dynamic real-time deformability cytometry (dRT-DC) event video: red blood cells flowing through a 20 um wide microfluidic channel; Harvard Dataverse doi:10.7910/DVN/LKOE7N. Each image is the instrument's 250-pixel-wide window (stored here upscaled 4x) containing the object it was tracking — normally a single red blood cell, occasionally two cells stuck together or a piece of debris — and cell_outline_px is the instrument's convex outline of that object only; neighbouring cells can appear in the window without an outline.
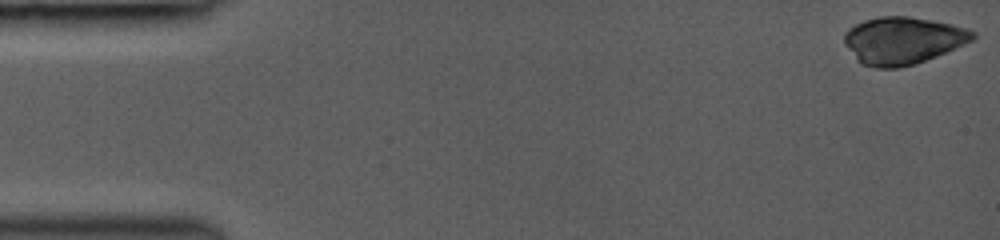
{"species": "common noctule bat (a hibernating species)", "species_latin": "Nyctalus noctula", "temperature_condition": "room temperature", "stored_images_in_passage": 45, "camera_frame_rate_fps": 3000, "um_per_image_px": 0.085, "animal": {"sex": "female", "body_mass_g": 19.0, "forearm_length_mm": 53.3}, "frame": {"image": 1, "passage_image": 1, "time_ms": 0.0, "image_size_px": [1000, 240], "cell_outline_px": [[976, 36], [972, 40], [964, 44], [936, 56], [916, 64], [896, 68], [876, 68], [860, 64], [856, 60], [844, 44], [844, 32], [848, 28], [864, 20], [880, 16], [908, 16], [932, 20], [952, 24], [968, 28], [976, 32]], "centroid_in_image_um": [76.71, 3.44], "position_along_channel_um": 8.3, "area_um2": 35.6}}